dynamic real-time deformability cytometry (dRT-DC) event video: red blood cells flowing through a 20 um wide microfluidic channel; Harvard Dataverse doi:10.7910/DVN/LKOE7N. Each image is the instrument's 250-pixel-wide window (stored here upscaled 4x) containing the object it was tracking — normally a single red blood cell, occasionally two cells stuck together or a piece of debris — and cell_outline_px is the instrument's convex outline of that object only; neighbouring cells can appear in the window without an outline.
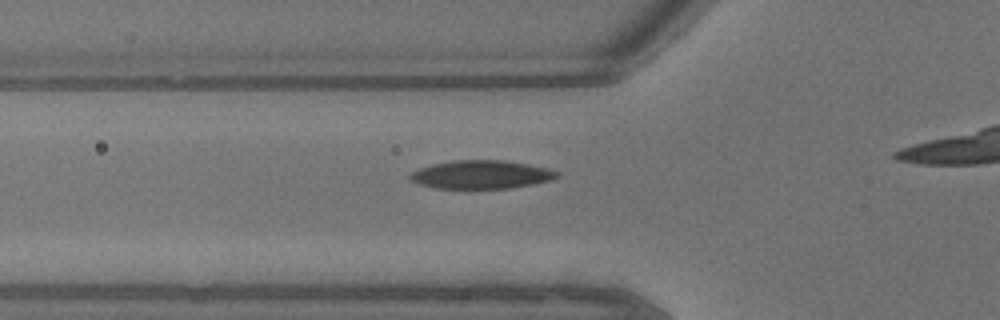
{"species": "common noctule bat (a hibernating species)", "species_latin": "Nyctalus noctula", "temperature_condition": "warm", "stored_images_in_passage": 28, "camera_frame_rate_fps": 3000, "um_per_image_px": 0.085, "animal": {"sex": "male", "body_mass_g": 13.3}, "frame": {"image": 1, "passage_image": 7, "time_ms": 2.0, "image_size_px": [1000, 320], "cell_outline_px": [[560, 176], [548, 180], [532, 184], [508, 188], [436, 188], [420, 184], [412, 180], [408, 176], [412, 172], [420, 168], [432, 164], [452, 160], [504, 160], [544, 168], [560, 172]], "centroid_in_image_um": [40.87, 14.83], "position_along_channel_um": 84.9, "area_um2": 23.87}}
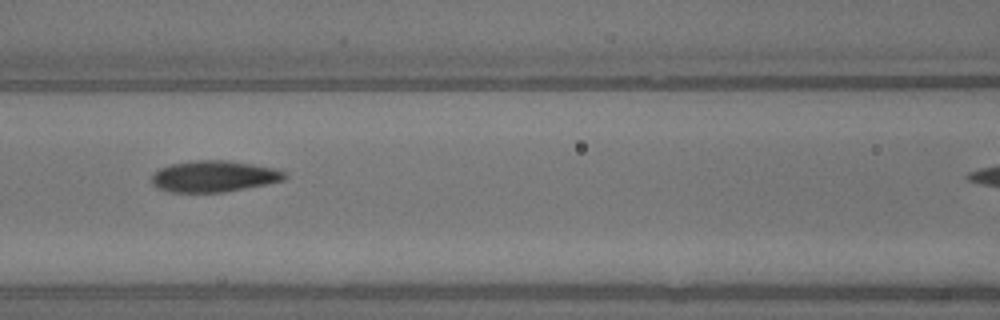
{"frame": {"image": 2, "passage_image": 11, "time_ms": 3.333, "image_size_px": [1000, 320], "cell_outline_px": [[288, 176], [284, 180], [244, 188], [220, 192], [172, 192], [156, 188], [152, 184], [152, 172], [160, 168], [172, 164], [192, 160], [228, 160], [276, 168], [284, 172]], "centroid_in_image_um": [18.15, 14.98], "position_along_channel_um": 148.4, "area_um2": 24.22}}
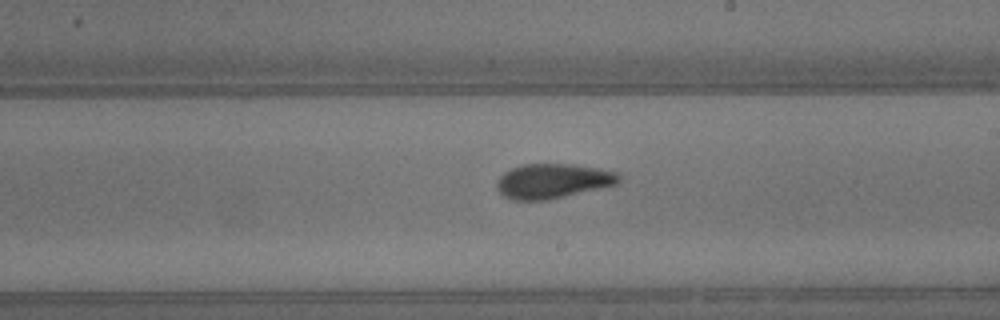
{"frame": {"image": 3, "passage_image": 17, "time_ms": 5.333, "image_size_px": [1000, 320], "cell_outline_px": [[620, 180], [616, 184], [548, 200], [512, 200], [504, 196], [496, 188], [496, 184], [500, 176], [504, 172], [512, 168], [524, 164], [572, 164], [600, 168], [620, 172]], "centroid_in_image_um": [46.99, 15.38], "position_along_channel_um": 242.0, "area_um2": 24.68}}